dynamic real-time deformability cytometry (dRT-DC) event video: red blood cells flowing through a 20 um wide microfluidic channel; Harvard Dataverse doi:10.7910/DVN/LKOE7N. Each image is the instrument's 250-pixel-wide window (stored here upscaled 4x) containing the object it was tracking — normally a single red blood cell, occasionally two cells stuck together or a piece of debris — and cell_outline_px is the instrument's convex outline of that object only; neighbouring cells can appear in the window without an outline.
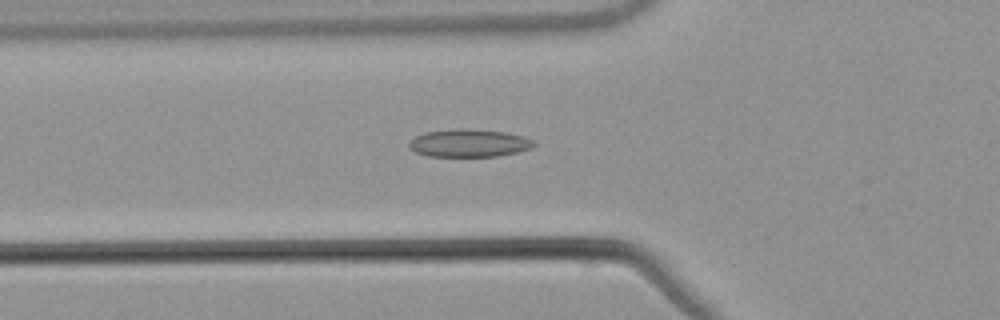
{"species": "common noctule bat (a hibernating species)", "species_latin": "Nyctalus noctula", "temperature_condition": "warm", "stored_images_in_passage": 53, "camera_frame_rate_fps": 3000, "um_per_image_px": 0.085, "animal": {"sex": "male", "body_mass_g": 21.5, "forearm_length_mm": 52.0}, "frame": {"image": 1, "passage_image": 19, "time_ms": 6.0, "image_size_px": [1000, 320], "cell_outline_px": [[536, 144], [532, 148], [516, 152], [496, 156], [428, 156], [416, 152], [408, 144], [416, 136], [424, 132], [460, 128], [468, 128], [504, 132], [524, 136], [536, 140]], "centroid_in_image_um": [39.92, 12.15], "position_along_channel_um": 85.9, "area_um2": 20.17}}
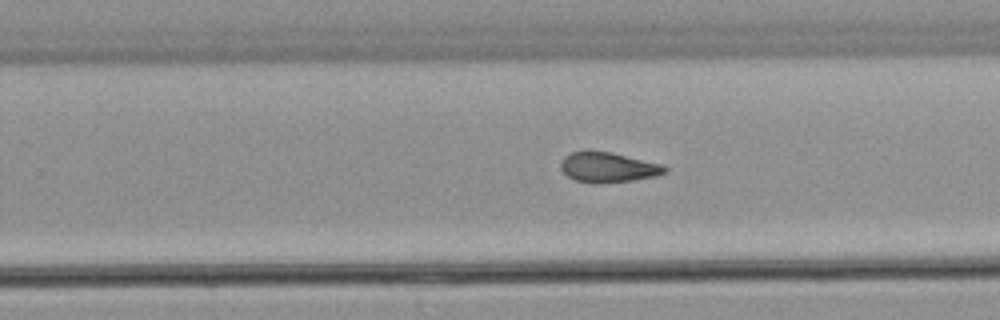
{"frame": {"image": 2, "passage_image": 34, "time_ms": 11.0, "image_size_px": [1000, 320], "cell_outline_px": [[668, 172], [656, 176], [632, 180], [596, 184], [576, 180], [568, 176], [560, 168], [560, 164], [564, 156], [572, 152], [588, 148], [612, 152], [664, 164], [668, 168]], "centroid_in_image_um": [51.69, 14.19], "position_along_channel_um": 278.1, "area_um2": 18.79}}
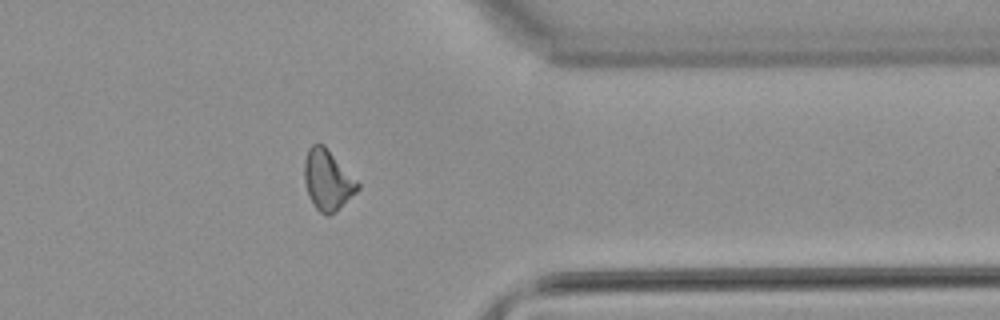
{"frame": {"image": 3, "passage_image": 43, "time_ms": 14.0, "image_size_px": [1000, 320], "cell_outline_px": [[360, 188], [336, 212], [328, 216], [320, 212], [312, 204], [308, 196], [304, 184], [304, 160], [308, 148], [312, 144], [324, 144], [360, 184]], "centroid_in_image_um": [27.82, 15.31], "position_along_channel_um": 383.6, "area_um2": 18.9}, "authors_computed_cell_mechanics": {"area_um2": 18.9006, "velocity_mm_per_s": 3.8409, "shape_relaxation_time_tau1_ms": null, "shape_relaxation_time_tau2_ms": 3.2268, "deformation_change_tau1": null, "deformation_change_tau2": 0.1057}}